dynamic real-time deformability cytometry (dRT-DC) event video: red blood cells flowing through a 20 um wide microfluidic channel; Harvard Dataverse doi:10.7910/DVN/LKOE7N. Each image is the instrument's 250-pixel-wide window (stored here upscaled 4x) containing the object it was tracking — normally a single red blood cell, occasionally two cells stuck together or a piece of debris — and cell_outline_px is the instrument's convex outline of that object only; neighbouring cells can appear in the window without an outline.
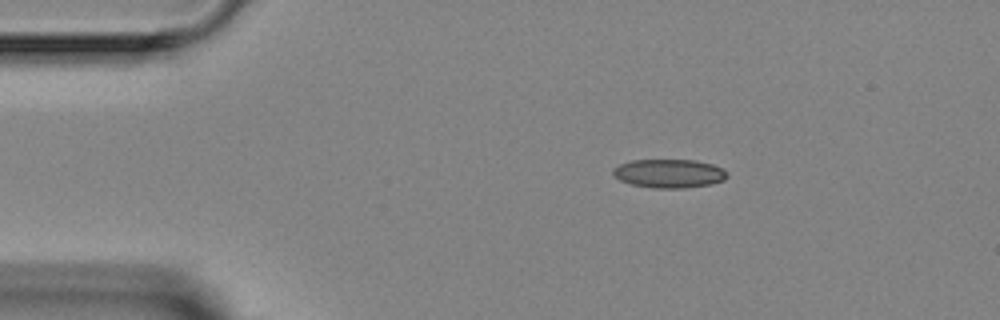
{"species": "Egyptian fruit bat (a non-hibernating species)", "species_latin": "Rousettus aegyptiacus", "temperature_condition": "room temperature", "stored_images_in_passage": 5, "camera_frame_rate_fps": 3000, "um_per_image_px": 0.085, "animal": {"sex": "female"}, "frame": {"image": 1, "passage_image": 3, "time_ms": 2.333, "image_size_px": [1000, 320], "cell_outline_px": [[728, 176], [724, 180], [712, 184], [684, 188], [652, 188], [632, 184], [620, 180], [612, 176], [612, 168], [620, 164], [632, 160], [696, 160], [712, 164], [724, 168], [728, 172]], "centroid_in_image_um": [56.89, 14.74], "position_along_channel_um": 28.1, "area_um2": 19.31}}
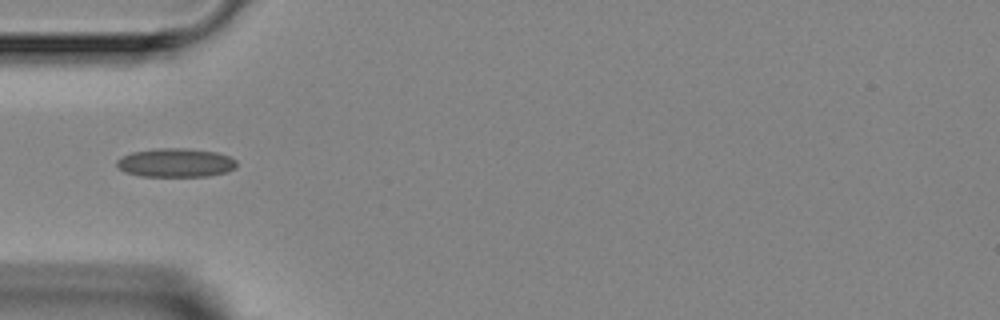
{"frame": {"image": 2, "passage_image": 4, "time_ms": 4.667, "image_size_px": [1000, 320], "cell_outline_px": [[236, 168], [228, 172], [208, 176], [140, 176], [124, 172], [116, 164], [116, 160], [132, 152], [160, 148], [188, 148], [216, 152], [228, 156], [236, 160]], "centroid_in_image_um": [14.95, 13.83], "position_along_channel_um": 70.0, "area_um2": 20.11}}
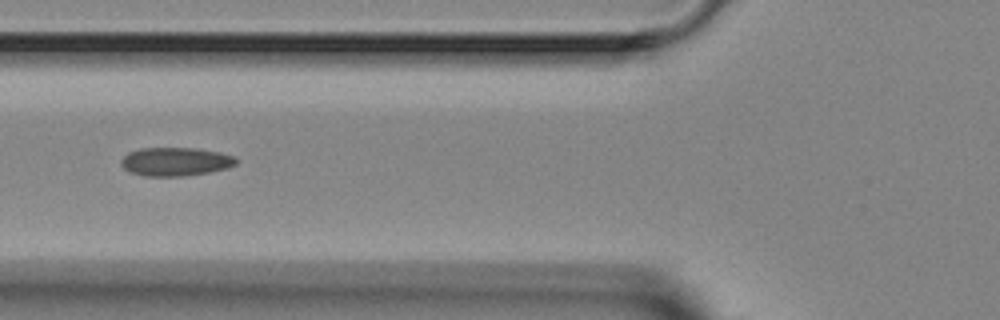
{"frame": {"image": 3, "passage_image": 5, "time_ms": 5.667, "image_size_px": [1000, 320], "cell_outline_px": [[236, 164], [228, 168], [208, 172], [184, 176], [144, 176], [132, 172], [124, 168], [120, 164], [120, 160], [128, 152], [140, 148], [196, 148], [220, 152], [236, 156]], "centroid_in_image_um": [14.92, 13.73], "position_along_channel_um": 110.9, "area_um2": 19.19}}